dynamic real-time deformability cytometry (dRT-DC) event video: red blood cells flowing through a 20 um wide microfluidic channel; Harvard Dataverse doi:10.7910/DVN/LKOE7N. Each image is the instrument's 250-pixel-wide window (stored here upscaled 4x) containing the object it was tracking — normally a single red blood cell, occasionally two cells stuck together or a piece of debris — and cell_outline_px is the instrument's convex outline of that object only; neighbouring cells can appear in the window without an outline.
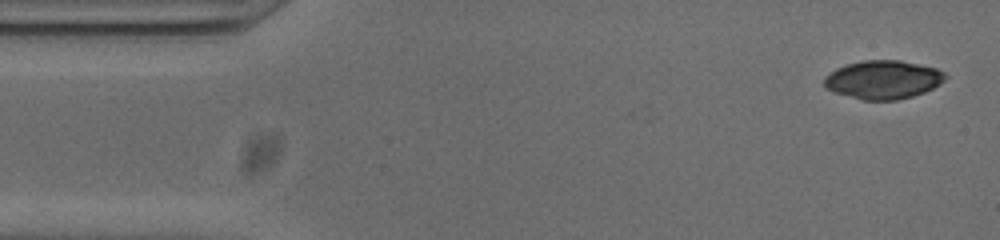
{"species": "common noctule bat (a hibernating species)", "species_latin": "Nyctalus noctula", "temperature_condition": "cold", "stored_images_in_passage": 3, "camera_frame_rate_fps": 3000, "um_per_image_px": 0.085, "animal": {"sex": "male", "body_mass_g": 20.0, "forearm_length_mm": 53.3}, "frame": {"image": 1, "passage_image": 1, "time_ms": 0.0, "image_size_px": [1000, 240], "cell_outline_px": [[948, 76], [940, 84], [924, 92], [912, 96], [896, 100], [860, 100], [836, 92], [828, 88], [824, 84], [824, 76], [836, 68], [860, 60], [900, 60], [936, 68], [944, 72]], "centroid_in_image_um": [75.07, 6.76], "position_along_channel_um": 9.9, "area_um2": 27.11}}